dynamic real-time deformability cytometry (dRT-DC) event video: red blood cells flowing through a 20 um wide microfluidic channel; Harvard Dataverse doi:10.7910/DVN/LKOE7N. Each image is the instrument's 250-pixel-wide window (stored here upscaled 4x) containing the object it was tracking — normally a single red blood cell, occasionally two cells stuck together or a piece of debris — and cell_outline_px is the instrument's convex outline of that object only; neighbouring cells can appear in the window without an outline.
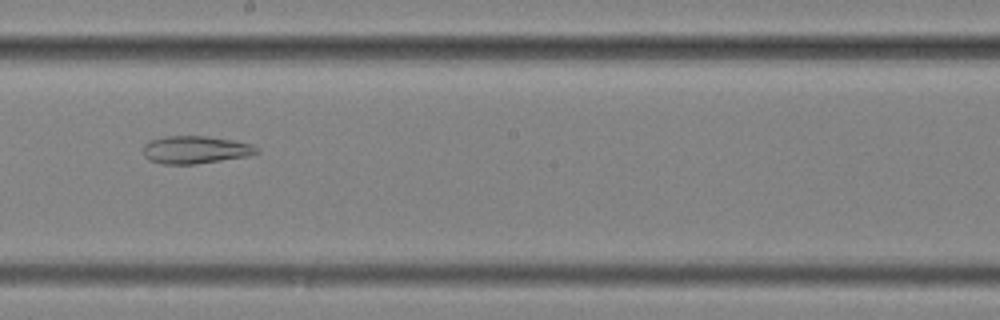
{"species": "common noctule bat (a hibernating species)", "species_latin": "Nyctalus noctula", "temperature_condition": "cold", "stored_images_in_passage": 8, "camera_frame_rate_fps": 3000, "um_per_image_px": 0.085, "animal": {"sex": "female", "body_mass_g": 25.1}, "frame": {"image": 1, "passage_image": 6, "time_ms": 1.667, "image_size_px": [1000, 320], "cell_outline_px": [[260, 152], [248, 156], [196, 164], [164, 164], [148, 160], [144, 156], [144, 144], [152, 140], [164, 136], [204, 136], [232, 140], [252, 144]], "centroid_in_image_um": [16.6, 12.73], "position_along_channel_um": 231.6, "area_um2": 18.21}}